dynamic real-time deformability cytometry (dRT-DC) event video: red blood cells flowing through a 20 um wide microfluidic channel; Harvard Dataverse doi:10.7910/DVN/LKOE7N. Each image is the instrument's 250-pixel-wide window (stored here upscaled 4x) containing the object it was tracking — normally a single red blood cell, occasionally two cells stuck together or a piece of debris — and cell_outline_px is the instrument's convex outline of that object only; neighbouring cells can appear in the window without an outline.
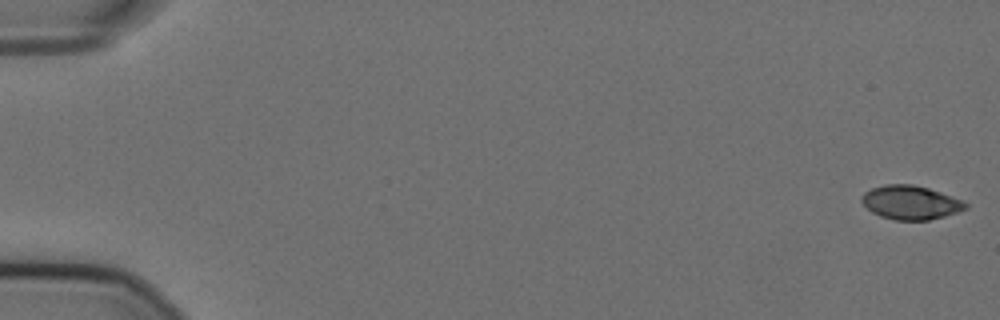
{"species": "Egyptian fruit bat (a non-hibernating species)", "species_latin": "Rousettus aegyptiacus", "temperature_condition": "cold", "stored_images_in_passage": 57, "camera_frame_rate_fps": 3000, "um_per_image_px": 0.085, "animal": {"sex": "female"}, "frame": {"image": 1, "passage_image": 1, "time_ms": 0.0, "image_size_px": [1000, 320], "cell_outline_px": [[968, 208], [944, 216], [928, 220], [896, 220], [880, 216], [872, 212], [860, 200], [860, 196], [864, 192], [872, 188], [884, 184], [912, 184], [928, 188], [964, 200], [968, 204]], "centroid_in_image_um": [77.39, 17.2], "position_along_channel_um": 7.6, "area_um2": 20.52}}
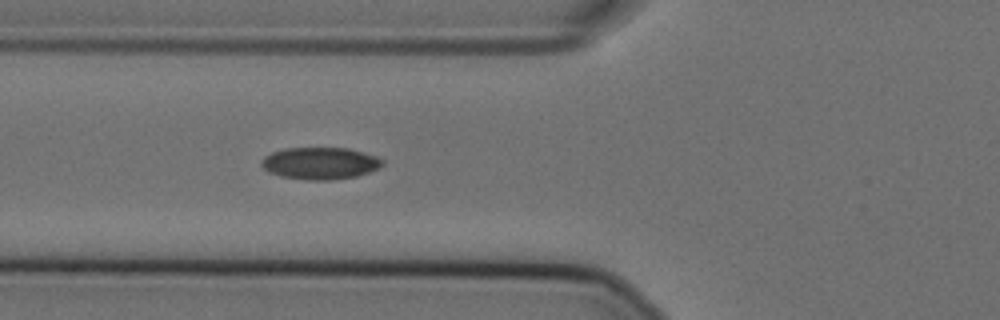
{"frame": {"image": 2, "passage_image": 22, "time_ms": 7.0, "image_size_px": [1000, 320], "cell_outline_px": [[384, 164], [380, 168], [356, 176], [332, 180], [308, 180], [280, 176], [268, 172], [260, 164], [260, 160], [264, 156], [272, 152], [284, 148], [348, 148], [364, 152], [376, 156], [384, 160]], "centroid_in_image_um": [27.21, 13.87], "position_along_channel_um": 98.6, "area_um2": 22.77}}
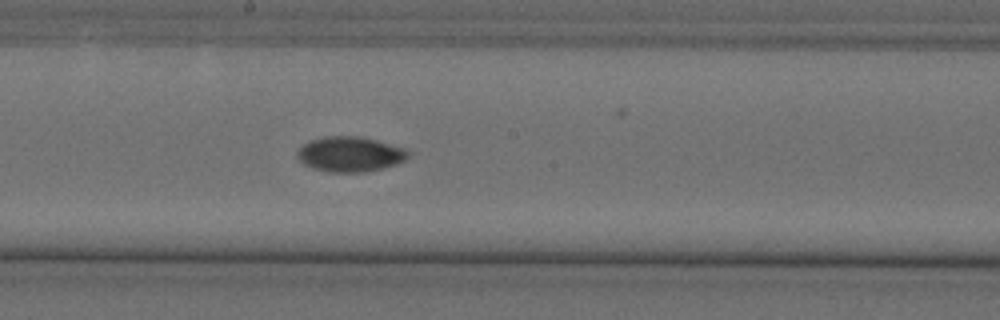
{"frame": {"image": 3, "passage_image": 32, "time_ms": 10.333, "image_size_px": [1000, 320], "cell_outline_px": [[412, 152], [404, 160], [396, 164], [380, 168], [360, 172], [328, 172], [312, 168], [304, 164], [296, 156], [296, 152], [308, 140], [324, 136], [360, 136], [408, 148]], "centroid_in_image_um": [29.75, 13.09], "position_along_channel_um": 218.4, "area_um2": 22.83}, "authors_computed_cell_mechanics": {"area_um2": 21.5594, "velocity_mm_per_s": 3.5756, "shape_relaxation_time_tau1_ms": null, "shape_relaxation_time_tau2_ms": 2.8203, "deformation_change_tau1": null, "deformation_change_tau2": 0.0302}}